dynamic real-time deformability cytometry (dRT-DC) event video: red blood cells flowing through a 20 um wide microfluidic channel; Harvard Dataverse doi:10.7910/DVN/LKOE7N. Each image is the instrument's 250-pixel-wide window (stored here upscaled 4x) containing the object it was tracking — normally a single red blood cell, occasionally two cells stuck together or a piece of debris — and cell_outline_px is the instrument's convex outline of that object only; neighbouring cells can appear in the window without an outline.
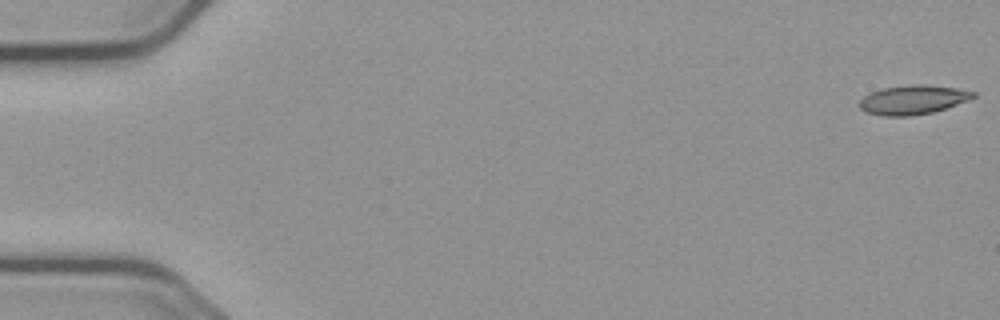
{"species": "common noctule bat (a hibernating species)", "species_latin": "Nyctalus noctula", "temperature_condition": "cold", "stored_images_in_passage": 8, "camera_frame_rate_fps": 3000, "um_per_image_px": 0.085, "animal": {"sex": "male", "body_mass_g": 23.1, "forearm_length_mm": 52.7}, "frame": {"image": 1, "passage_image": 1, "time_ms": 0.0, "image_size_px": [1000, 320], "cell_outline_px": [[976, 96], [968, 100], [932, 112], [908, 116], [884, 116], [868, 112], [860, 108], [860, 100], [864, 96], [872, 92], [884, 88], [916, 84], [920, 84], [956, 88], [976, 92]], "centroid_in_image_um": [77.61, 8.48], "position_along_channel_um": 7.4, "area_um2": 18.9}}